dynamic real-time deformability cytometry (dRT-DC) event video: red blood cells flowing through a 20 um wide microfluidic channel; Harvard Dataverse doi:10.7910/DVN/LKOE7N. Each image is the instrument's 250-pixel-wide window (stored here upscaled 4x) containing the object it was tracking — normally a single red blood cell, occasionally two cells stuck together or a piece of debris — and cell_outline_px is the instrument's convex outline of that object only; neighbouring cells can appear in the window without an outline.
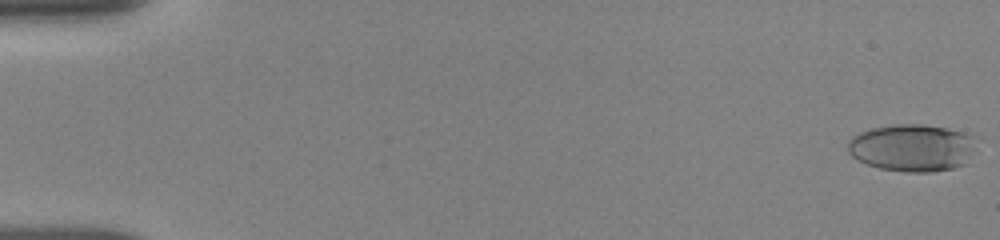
{"species": "human", "species_latin": "Homo sapiens", "temperature_condition": "room temperature", "stored_images_in_passage": 37, "camera_frame_rate_fps": 3000, "um_per_image_px": 0.085, "donor": {"sex": "female"}, "frame": {"image": 1, "passage_image": 1, "time_ms": 0.0, "image_size_px": [1000, 240], "cell_outline_px": [[972, 148], [964, 164], [952, 168], [932, 172], [904, 172], [880, 168], [868, 164], [852, 156], [848, 152], [848, 140], [852, 136], [860, 132], [872, 128], [892, 124], [924, 124], [948, 128], [972, 136]], "centroid_in_image_um": [77.46, 12.55], "position_along_channel_um": 7.5, "area_um2": 34.97}}
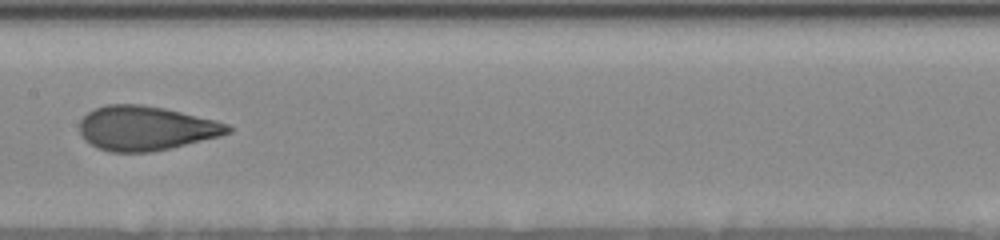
{"frame": {"image": 2, "passage_image": 21, "time_ms": 9.0, "image_size_px": [1000, 240], "cell_outline_px": [[232, 132], [220, 136], [152, 152], [108, 152], [96, 148], [88, 144], [84, 140], [80, 132], [80, 120], [88, 112], [104, 104], [140, 104], [164, 108], [216, 120], [228, 124], [232, 128]], "centroid_in_image_um": [12.37, 10.9], "position_along_channel_um": 195.0, "area_um2": 38.49}}
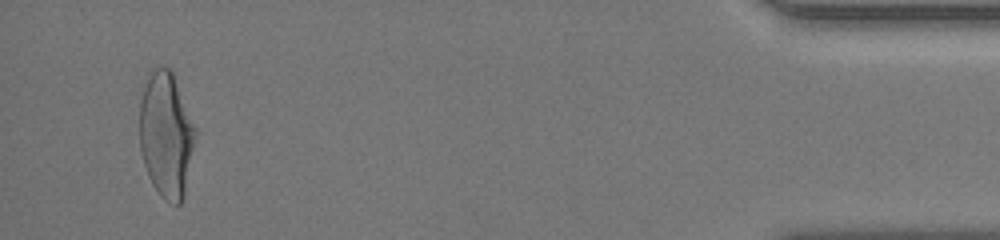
{"frame": {"image": 3, "passage_image": 37, "time_ms": 16.667, "image_size_px": [1000, 240], "cell_outline_px": [[196, 136], [184, 196], [180, 204], [176, 204], [164, 200], [160, 196], [152, 184], [148, 176], [144, 164], [140, 148], [140, 100], [144, 88], [152, 68], [160, 64], [168, 68], [172, 72], [196, 128]], "centroid_in_image_um": [14.12, 11.46], "position_along_channel_um": 421.1, "area_um2": 40.69}, "authors_computed_cell_mechanics": {"area_um2": 37.5122, "velocity_mm_per_s": 3.8446, "shape_relaxation_time_tau1_ms": 4.378, "shape_relaxation_time_tau2_ms": 0.9626, "deformation_change_tau1": 0.1978, "deformation_change_tau2": 0.0827}}